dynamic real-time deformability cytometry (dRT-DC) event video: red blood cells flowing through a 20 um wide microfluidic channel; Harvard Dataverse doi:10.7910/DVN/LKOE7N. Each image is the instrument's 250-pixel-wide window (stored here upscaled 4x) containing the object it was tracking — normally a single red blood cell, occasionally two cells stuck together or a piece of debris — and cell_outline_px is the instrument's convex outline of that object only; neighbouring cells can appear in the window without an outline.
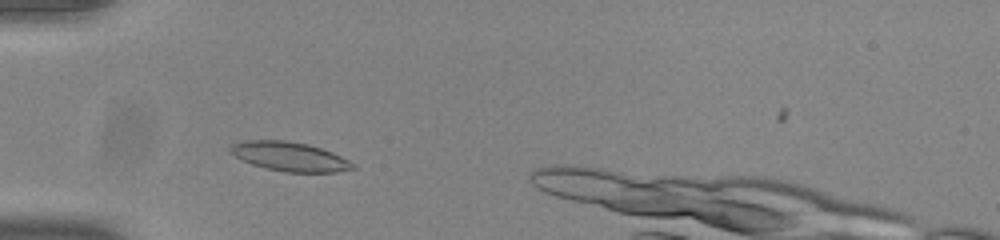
{"species": "common noctule bat (a hibernating species)", "species_latin": "Nyctalus noctula", "temperature_condition": "room temperature", "stored_images_in_passage": 45, "camera_frame_rate_fps": 3000, "um_per_image_px": 0.085, "animal": {"sex": "male", "body_mass_g": 20.0, "forearm_length_mm": 53.3}, "frame": {"image": 1, "passage_image": 8, "time_ms": 2.333, "image_size_px": [1000, 240], "cell_outline_px": [[356, 168], [336, 172], [284, 172], [264, 168], [252, 164], [228, 152], [228, 148], [232, 144], [244, 140], [284, 140], [308, 144], [332, 152], [356, 164]], "centroid_in_image_um": [24.61, 13.3], "position_along_channel_um": 60.4, "area_um2": 20.87}}
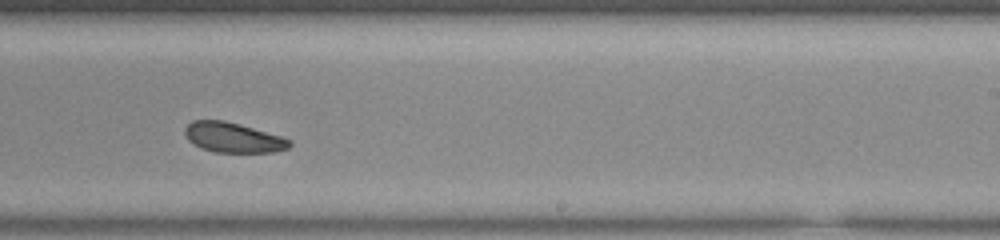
{"frame": {"image": 2, "passage_image": 25, "time_ms": 8.0, "image_size_px": [1000, 240], "cell_outline_px": [[292, 144], [288, 148], [276, 152], [216, 152], [200, 148], [188, 140], [184, 132], [184, 128], [192, 120], [224, 120], [280, 136], [292, 140]], "centroid_in_image_um": [19.8, 11.69], "position_along_channel_um": 269.2, "area_um2": 18.21}}
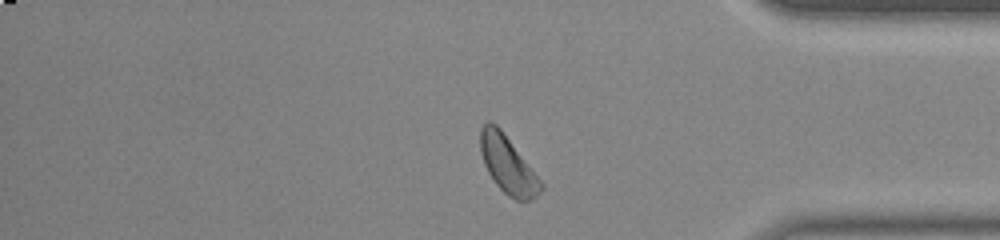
{"frame": {"image": 3, "passage_image": 36, "time_ms": 11.667, "image_size_px": [1000, 240], "cell_outline_px": [[544, 188], [532, 200], [516, 200], [508, 196], [496, 184], [488, 172], [484, 164], [480, 152], [480, 128], [488, 120], [496, 124], [500, 128], [544, 184]], "centroid_in_image_um": [43.15, 14.0], "position_along_channel_um": 392.0, "area_um2": 20.11}, "authors_computed_cell_mechanics": {"area_um2": 19.4786, "velocity_mm_per_s": 3.8056, "shape_relaxation_time_tau1_ms": 3.8313, "shape_relaxation_time_tau2_ms": null, "deformation_change_tau1": 0.0903, "deformation_change_tau2": null}}